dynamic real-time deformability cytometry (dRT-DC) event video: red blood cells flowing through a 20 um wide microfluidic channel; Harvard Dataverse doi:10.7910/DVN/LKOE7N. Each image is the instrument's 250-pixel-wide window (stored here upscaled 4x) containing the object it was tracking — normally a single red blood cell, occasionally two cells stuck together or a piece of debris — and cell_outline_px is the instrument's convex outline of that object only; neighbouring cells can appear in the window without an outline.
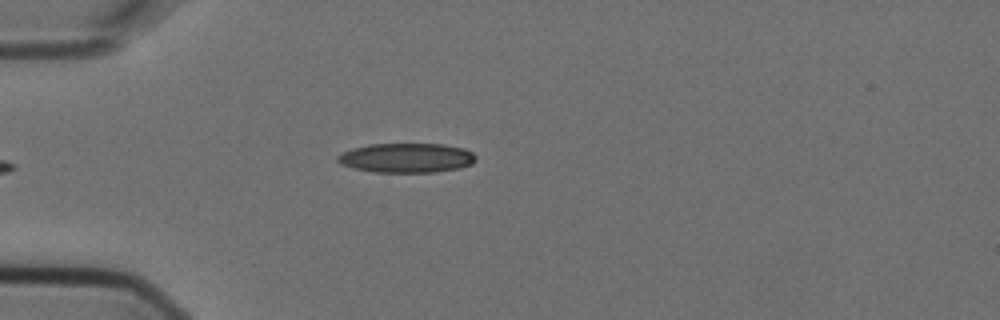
{"species": "Egyptian fruit bat (a non-hibernating species)", "species_latin": "Rousettus aegyptiacus", "temperature_condition": "cold", "stored_images_in_passage": 4, "camera_frame_rate_fps": 3000, "um_per_image_px": 0.085, "animal": {"sex": "female"}, "frame": {"image": 1, "passage_image": 4, "time_ms": 1.0, "image_size_px": [1000, 320], "cell_outline_px": [[476, 160], [472, 164], [460, 168], [436, 172], [372, 172], [352, 168], [340, 164], [336, 160], [336, 156], [340, 152], [352, 148], [368, 144], [444, 144], [464, 148], [472, 152], [476, 156]], "centroid_in_image_um": [34.52, 13.42], "position_along_channel_um": 50.5, "area_um2": 24.1}}